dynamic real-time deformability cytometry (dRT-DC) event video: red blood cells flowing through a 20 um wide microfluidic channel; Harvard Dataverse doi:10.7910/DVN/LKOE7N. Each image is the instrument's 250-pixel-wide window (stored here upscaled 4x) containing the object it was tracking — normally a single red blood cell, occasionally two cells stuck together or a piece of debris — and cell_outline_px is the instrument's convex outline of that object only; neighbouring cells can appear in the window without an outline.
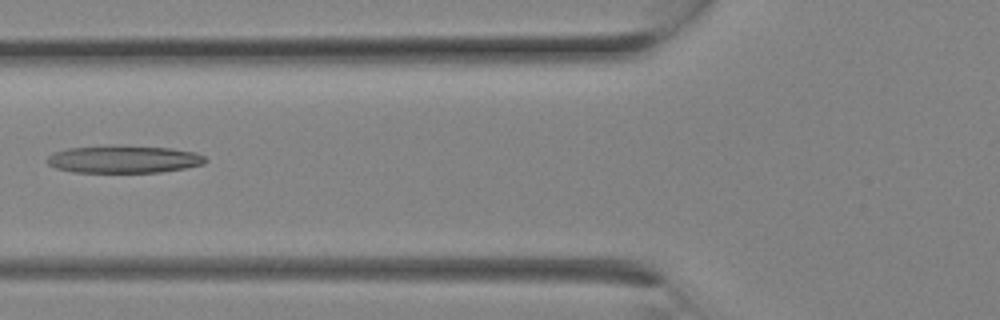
{"species": "Egyptian fruit bat (a non-hibernating species)", "species_latin": "Rousettus aegyptiacus", "temperature_condition": "room temperature", "stored_images_in_passage": 14, "camera_frame_rate_fps": 3000, "um_per_image_px": 0.085, "animal": {"sex": "female"}, "frame": {"image": 1, "passage_image": 10, "time_ms": 3.0, "image_size_px": [1000, 320], "cell_outline_px": [[208, 160], [204, 164], [184, 168], [160, 172], [72, 172], [56, 168], [48, 164], [48, 156], [56, 152], [68, 148], [112, 144], [172, 148], [196, 152], [204, 156]], "centroid_in_image_um": [10.54, 13.52], "position_along_channel_um": 115.3, "area_um2": 25.66}}
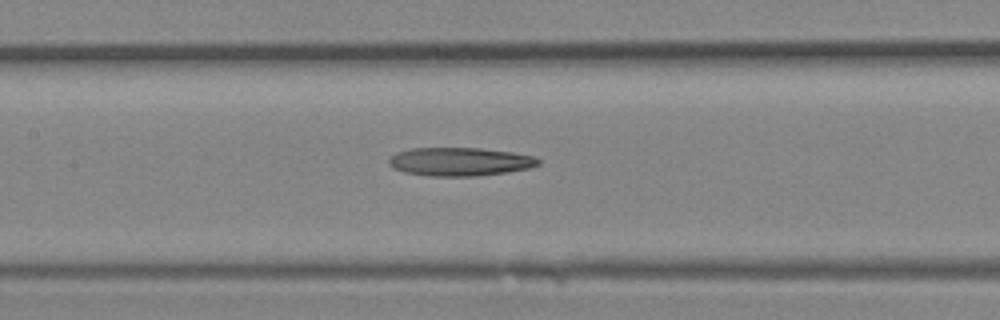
{"frame": {"image": 2, "passage_image": 12, "time_ms": 3.667, "image_size_px": [1000, 320], "cell_outline_px": [[540, 164], [528, 168], [508, 172], [476, 176], [432, 176], [404, 172], [392, 168], [388, 164], [388, 160], [396, 152], [412, 148], [480, 148], [512, 152], [532, 156], [540, 160]], "centroid_in_image_um": [39.06, 13.74], "position_along_channel_um": 168.3, "area_um2": 24.74}}
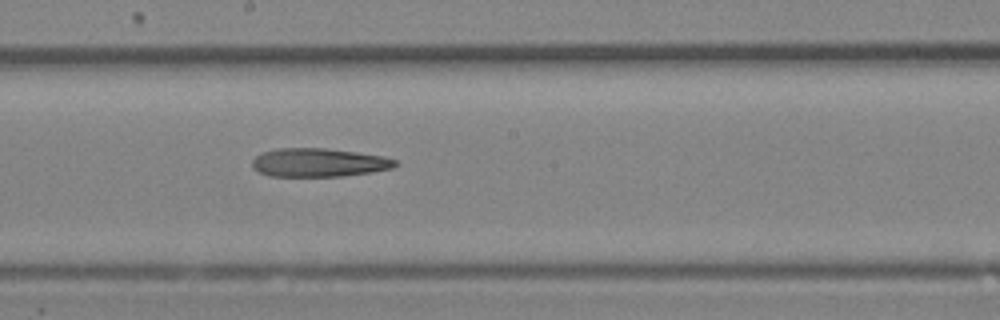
{"frame": {"image": 3, "passage_image": 14, "time_ms": 4.333, "image_size_px": [1000, 320], "cell_outline_px": [[396, 164], [392, 168], [372, 172], [344, 176], [268, 176], [252, 168], [252, 160], [256, 156], [264, 152], [276, 148], [324, 148], [356, 152], [384, 156], [396, 160]], "centroid_in_image_um": [27.08, 13.82], "position_along_channel_um": 221.1, "area_um2": 23.76}}